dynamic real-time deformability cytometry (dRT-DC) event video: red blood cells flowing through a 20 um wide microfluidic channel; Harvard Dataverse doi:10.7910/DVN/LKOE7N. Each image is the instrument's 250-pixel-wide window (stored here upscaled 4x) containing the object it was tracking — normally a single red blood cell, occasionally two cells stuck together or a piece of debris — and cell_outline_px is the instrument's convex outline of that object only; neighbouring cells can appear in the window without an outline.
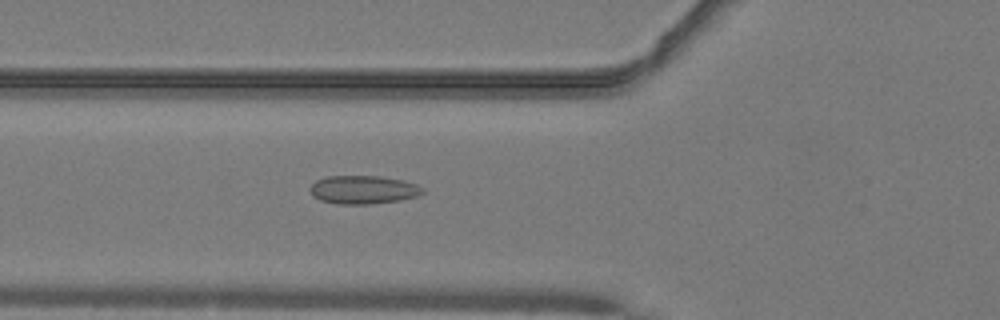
{"species": "common noctule bat (a hibernating species)", "species_latin": "Nyctalus noctula", "temperature_condition": "warm", "stored_images_in_passage": 39, "camera_frame_rate_fps": 3000, "um_per_image_px": 0.085, "animal": {"sex": "male", "body_mass_g": 19.2, "forearm_length_mm": 51.8}, "frame": {"image": 1, "passage_image": 7, "time_ms": 2.0, "image_size_px": [1000, 320], "cell_outline_px": [[424, 192], [416, 196], [400, 200], [372, 204], [336, 204], [320, 200], [312, 196], [308, 188], [316, 180], [328, 176], [380, 176], [400, 180], [416, 184], [424, 188]], "centroid_in_image_um": [30.83, 16.13], "position_along_channel_um": 95.0, "area_um2": 18.67}}
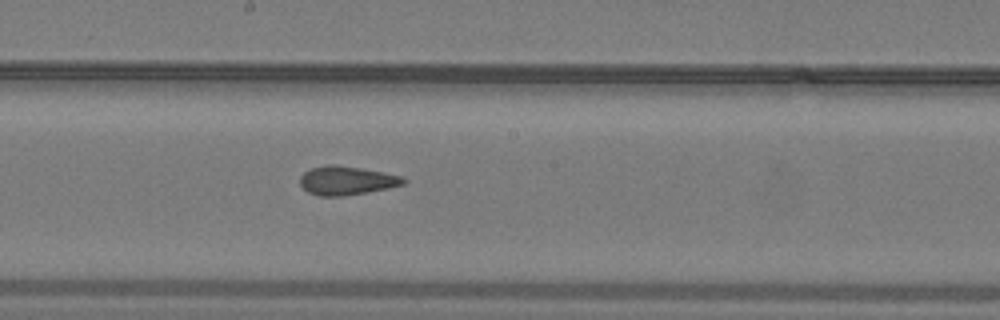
{"frame": {"image": 2, "passage_image": 16, "time_ms": 5.0, "image_size_px": [1000, 320], "cell_outline_px": [[408, 180], [404, 184], [388, 188], [368, 192], [344, 196], [320, 196], [308, 192], [300, 184], [300, 176], [304, 172], [312, 168], [328, 164], [336, 164], [384, 172], [400, 176]], "centroid_in_image_um": [29.46, 15.34], "position_along_channel_um": 218.7, "area_um2": 17.34}}
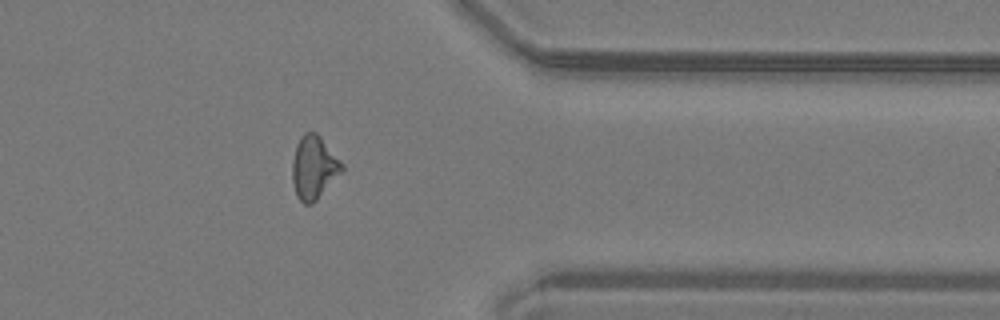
{"frame": {"image": 3, "passage_image": 29, "time_ms": 9.333, "image_size_px": [1000, 320], "cell_outline_px": [[344, 172], [312, 204], [304, 204], [296, 196], [292, 180], [292, 160], [296, 144], [300, 136], [304, 132], [316, 132], [320, 136], [344, 164]], "centroid_in_image_um": [26.69, 14.24], "position_along_channel_um": 384.7, "area_um2": 18.61}, "authors_computed_cell_mechanics": {"area_um2": 17.34, "velocity_mm_per_s": 4.1071, "shape_relaxation_time_tau1_ms": null, "shape_relaxation_time_tau2_ms": 2.3319, "deformation_change_tau1": null, "deformation_change_tau2": 0.1049}}